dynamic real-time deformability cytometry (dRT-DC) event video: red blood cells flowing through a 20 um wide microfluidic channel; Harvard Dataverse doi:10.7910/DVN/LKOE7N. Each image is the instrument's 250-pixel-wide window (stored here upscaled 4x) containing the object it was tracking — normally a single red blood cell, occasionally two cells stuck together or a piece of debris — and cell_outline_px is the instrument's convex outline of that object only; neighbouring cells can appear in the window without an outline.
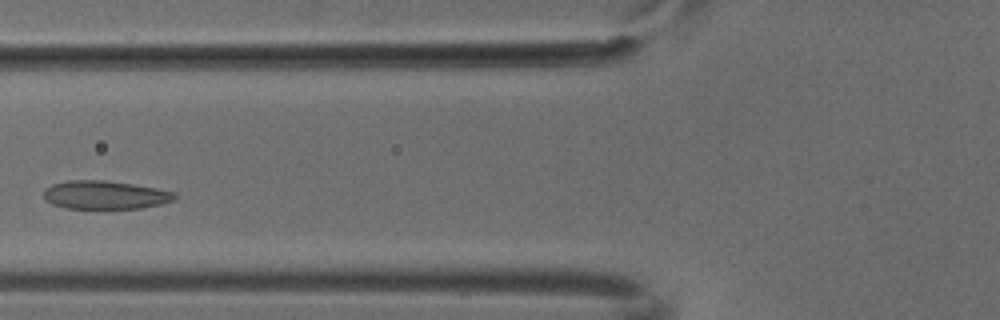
{"species": "common noctule bat (a hibernating species)", "species_latin": "Nyctalus noctula", "temperature_condition": "cold", "stored_images_in_passage": 4, "camera_frame_rate_fps": 3000, "um_per_image_px": 0.085, "animal": {"sex": "male", "body_mass_g": 18.8}, "frame": {"image": 1, "passage_image": 4, "time_ms": 1.0, "image_size_px": [1000, 320], "cell_outline_px": [[176, 200], [160, 204], [140, 208], [64, 208], [52, 204], [44, 200], [44, 188], [52, 184], [68, 180], [104, 180], [132, 184], [156, 188], [176, 192]], "centroid_in_image_um": [8.91, 16.56], "position_along_channel_um": 116.9, "area_um2": 21.73}}